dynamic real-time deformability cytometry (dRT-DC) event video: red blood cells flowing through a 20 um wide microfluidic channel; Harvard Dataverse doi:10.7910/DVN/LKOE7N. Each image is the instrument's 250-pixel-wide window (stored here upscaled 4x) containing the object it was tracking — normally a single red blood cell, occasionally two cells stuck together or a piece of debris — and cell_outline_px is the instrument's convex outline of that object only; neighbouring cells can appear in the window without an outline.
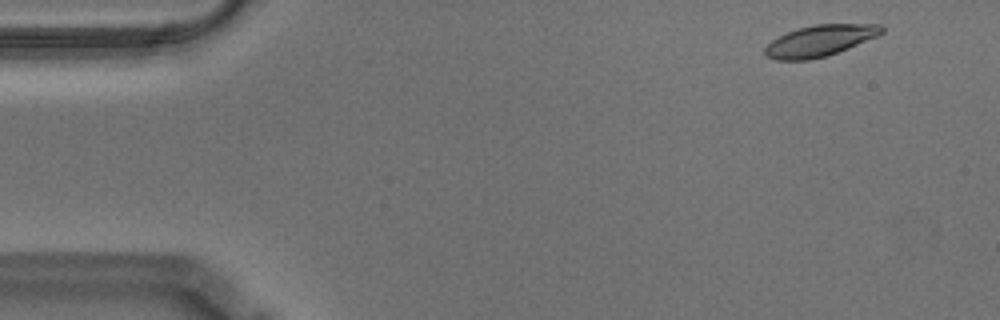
{"species": "Egyptian fruit bat (a non-hibernating species)", "species_latin": "Rousettus aegyptiacus", "temperature_condition": "warm", "stored_images_in_passage": 9, "camera_frame_rate_fps": 3000, "um_per_image_px": 0.085, "animal": {"sex": "male"}, "frame": {"image": 1, "passage_image": 3, "time_ms": 0.667, "image_size_px": [1000, 320], "cell_outline_px": [[884, 32], [876, 36], [848, 48], [828, 56], [808, 60], [776, 60], [768, 56], [764, 52], [764, 48], [772, 40], [788, 32], [800, 28], [816, 24], [880, 24], [884, 28]], "centroid_in_image_um": [69.69, 3.46], "position_along_channel_um": 15.3, "area_um2": 20.98}}